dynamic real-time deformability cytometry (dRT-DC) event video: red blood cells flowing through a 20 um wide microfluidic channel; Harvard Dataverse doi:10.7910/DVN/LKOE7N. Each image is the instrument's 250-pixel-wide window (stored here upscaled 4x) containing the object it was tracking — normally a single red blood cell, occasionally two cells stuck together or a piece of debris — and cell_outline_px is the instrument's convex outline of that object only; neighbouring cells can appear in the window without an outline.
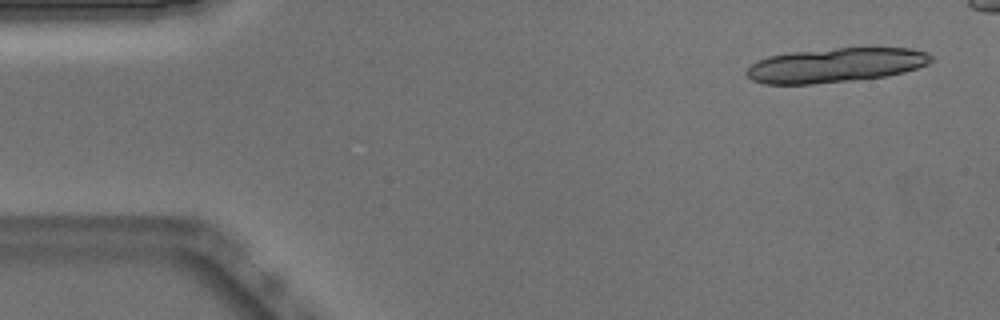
{"species": "Egyptian fruit bat (a non-hibernating species)", "species_latin": "Rousettus aegyptiacus", "temperature_condition": "warm", "stored_images_in_passage": 30, "camera_frame_rate_fps": 3000, "um_per_image_px": 0.085, "animal": {"sex": "male"}, "frame": {"image": 1, "passage_image": 1, "time_ms": 0.0, "image_size_px": [1000, 320], "cell_outline_px": [[932, 60], [928, 64], [904, 72], [884, 76], [812, 84], [764, 84], [752, 80], [744, 72], [752, 64], [768, 56], [792, 52], [836, 48], [912, 48], [928, 52], [932, 56]], "centroid_in_image_um": [71.02, 5.53], "position_along_channel_um": 14.0, "area_um2": 36.7}}